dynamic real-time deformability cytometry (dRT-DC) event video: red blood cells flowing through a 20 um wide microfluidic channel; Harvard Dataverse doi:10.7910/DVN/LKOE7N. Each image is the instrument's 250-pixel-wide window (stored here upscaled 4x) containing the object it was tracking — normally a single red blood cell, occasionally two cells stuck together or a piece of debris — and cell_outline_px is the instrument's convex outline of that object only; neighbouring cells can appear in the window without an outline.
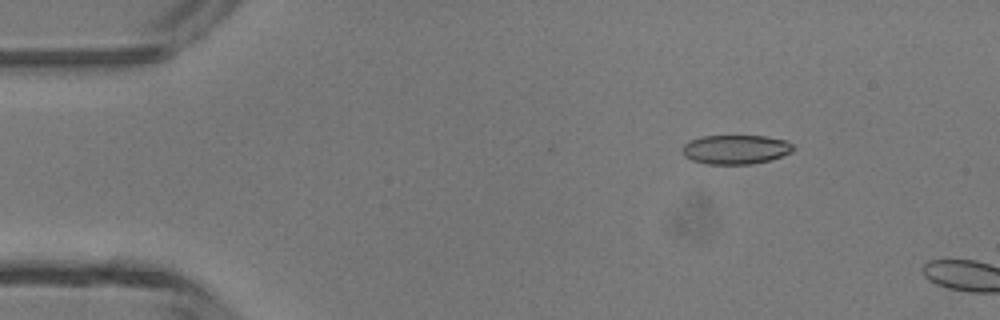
{"species": "common noctule bat (a hibernating species)", "species_latin": "Nyctalus noctula", "temperature_condition": "room temperature", "stored_images_in_passage": 5, "camera_frame_rate_fps": 3000, "um_per_image_px": 0.085, "animal": {"sex": "male", "body_mass_g": 13.3}, "frame": {"image": 1, "passage_image": 2, "time_ms": 0.333, "image_size_px": [1000, 320], "cell_outline_px": [[796, 148], [792, 152], [768, 160], [752, 164], [708, 164], [692, 160], [684, 156], [680, 152], [680, 148], [688, 140], [700, 136], [764, 136], [788, 140]], "centroid_in_image_um": [62.49, 12.69], "position_along_channel_um": 22.5, "area_um2": 19.13}}